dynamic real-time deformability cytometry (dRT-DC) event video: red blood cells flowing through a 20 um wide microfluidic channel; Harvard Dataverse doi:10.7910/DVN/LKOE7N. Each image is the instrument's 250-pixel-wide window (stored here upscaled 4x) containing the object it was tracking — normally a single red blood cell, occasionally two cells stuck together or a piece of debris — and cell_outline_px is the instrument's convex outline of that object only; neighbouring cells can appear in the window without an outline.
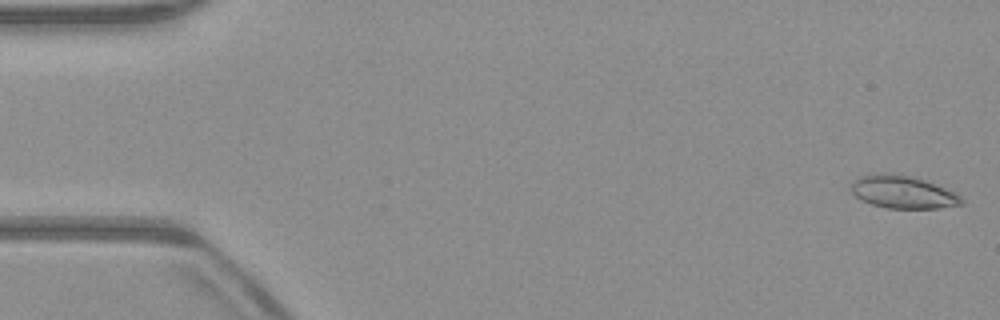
{"species": "common noctule bat (a hibernating species)", "species_latin": "Nyctalus noctula", "temperature_condition": "warm", "stored_images_in_passage": 52, "camera_frame_rate_fps": 3000, "um_per_image_px": 0.085, "animal": {"sex": "male", "body_mass_g": 23.1, "forearm_length_mm": 52.7}, "frame": {"image": 1, "passage_image": 1, "time_ms": 0.0, "image_size_px": [1000, 320], "cell_outline_px": [[964, 204], [940, 208], [888, 208], [872, 204], [860, 200], [852, 192], [852, 184], [856, 180], [864, 176], [908, 176], [924, 180], [944, 188], [960, 196], [964, 200]], "centroid_in_image_um": [76.81, 16.39], "position_along_channel_um": 8.2, "area_um2": 19.94}}
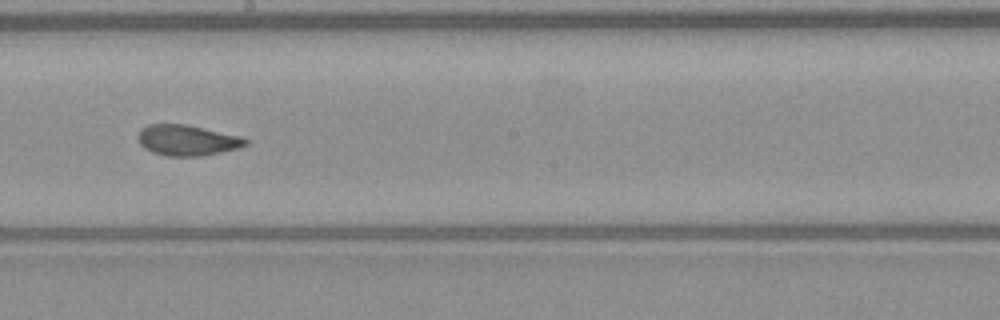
{"frame": {"image": 2, "passage_image": 29, "time_ms": 9.333, "image_size_px": [1000, 320], "cell_outline_px": [[248, 144], [240, 148], [200, 156], [168, 156], [152, 152], [144, 148], [140, 144], [136, 136], [140, 128], [148, 124], [184, 124], [244, 136], [248, 140]], "centroid_in_image_um": [15.91, 11.91], "position_along_channel_um": 232.3, "area_um2": 19.48}}
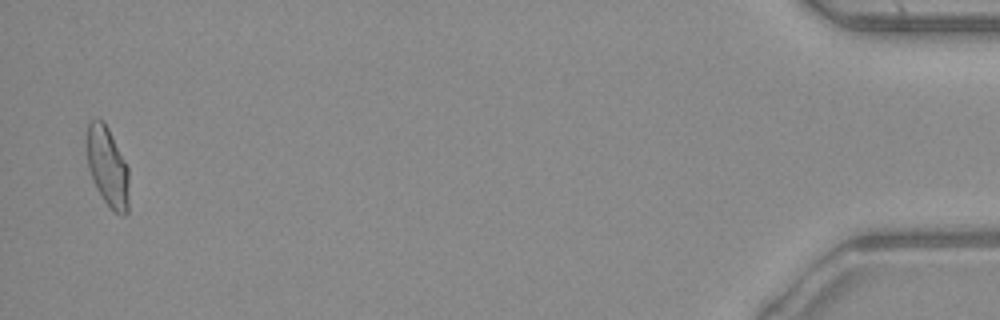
{"frame": {"image": 3, "passage_image": 51, "time_ms": 16.667, "image_size_px": [1000, 320], "cell_outline_px": [[128, 212], [124, 216], [120, 216], [104, 200], [88, 168], [84, 144], [88, 124], [96, 116], [104, 120], [128, 168]], "centroid_in_image_um": [9.11, 14.1], "position_along_channel_um": 426.1, "area_um2": 19.65}, "authors_computed_cell_mechanics": {"area_um2": 19.5653, "velocity_mm_per_s": 3.9551, "shape_relaxation_time_tau1_ms": null, "shape_relaxation_time_tau2_ms": 1.4992, "deformation_change_tau1": null, "deformation_change_tau2": 0.0657}}